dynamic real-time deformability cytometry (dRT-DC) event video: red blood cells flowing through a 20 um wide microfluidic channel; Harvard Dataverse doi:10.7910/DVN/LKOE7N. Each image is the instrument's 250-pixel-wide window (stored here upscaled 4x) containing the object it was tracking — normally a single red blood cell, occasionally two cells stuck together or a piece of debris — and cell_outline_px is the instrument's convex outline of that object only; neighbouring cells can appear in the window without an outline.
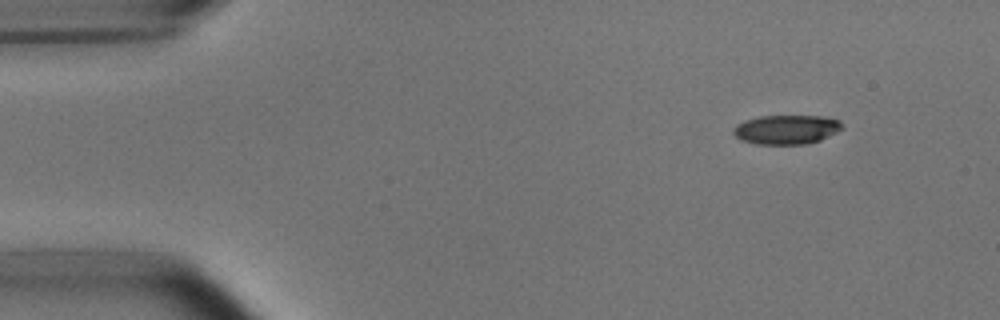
{"species": "common noctule bat (a hibernating species)", "species_latin": "Nyctalus noctula", "temperature_condition": "room temperature", "stored_images_in_passage": 48, "camera_frame_rate_fps": 3000, "um_per_image_px": 0.085, "animal": {"sex": "male", "body_mass_g": 15.6}, "frame": {"image": 1, "passage_image": 1, "time_ms": 0.0, "image_size_px": [1000, 320], "cell_outline_px": [[844, 128], [820, 140], [808, 144], [756, 144], [740, 140], [732, 132], [732, 128], [736, 124], [744, 120], [760, 116], [824, 116], [840, 120], [844, 124]], "centroid_in_image_um": [66.84, 11.0], "position_along_channel_um": 18.2, "area_um2": 18.79}}
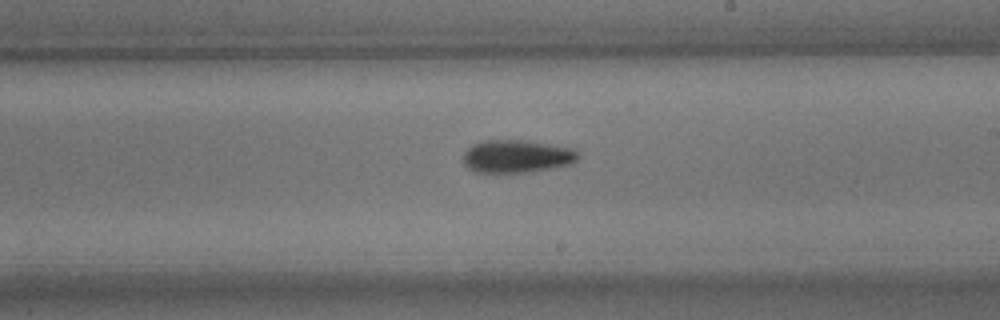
{"frame": {"image": 2, "passage_image": 26, "time_ms": 8.333, "image_size_px": [1000, 320], "cell_outline_px": [[580, 156], [572, 164], [552, 168], [524, 172], [476, 172], [468, 168], [464, 164], [464, 152], [472, 144], [484, 140], [524, 140], [568, 148], [576, 152]], "centroid_in_image_um": [43.88, 13.29], "position_along_channel_um": 245.1, "area_um2": 21.68}}
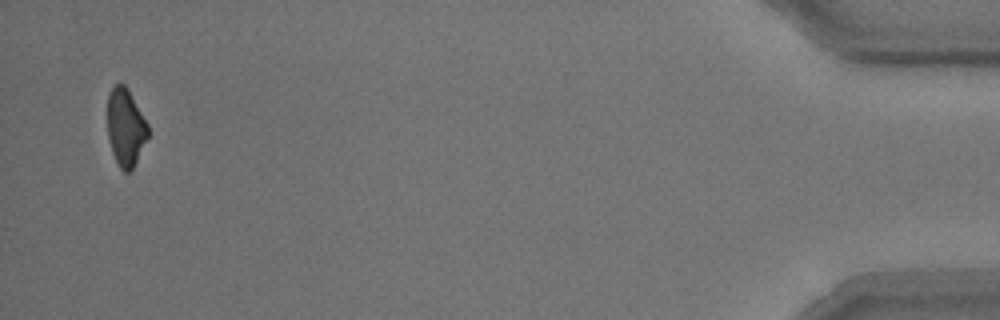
{"frame": {"image": 3, "passage_image": 47, "time_ms": 15.333, "image_size_px": [1000, 320], "cell_outline_px": [[148, 136], [132, 168], [128, 172], [124, 172], [120, 168], [112, 152], [108, 140], [108, 96], [112, 88], [116, 84], [124, 84], [128, 88], [148, 124]], "centroid_in_image_um": [10.67, 10.8], "position_along_channel_um": 424.5, "area_um2": 18.03}, "authors_computed_cell_mechanics": {"area_um2": 20.4612, "velocity_mm_per_s": 3.7677, "shape_relaxation_time_tau1_ms": 2.9747, "shape_relaxation_time_tau2_ms": 5.0392, "deformation_change_tau1": 0.1476, "deformation_change_tau2": 0.1356}}